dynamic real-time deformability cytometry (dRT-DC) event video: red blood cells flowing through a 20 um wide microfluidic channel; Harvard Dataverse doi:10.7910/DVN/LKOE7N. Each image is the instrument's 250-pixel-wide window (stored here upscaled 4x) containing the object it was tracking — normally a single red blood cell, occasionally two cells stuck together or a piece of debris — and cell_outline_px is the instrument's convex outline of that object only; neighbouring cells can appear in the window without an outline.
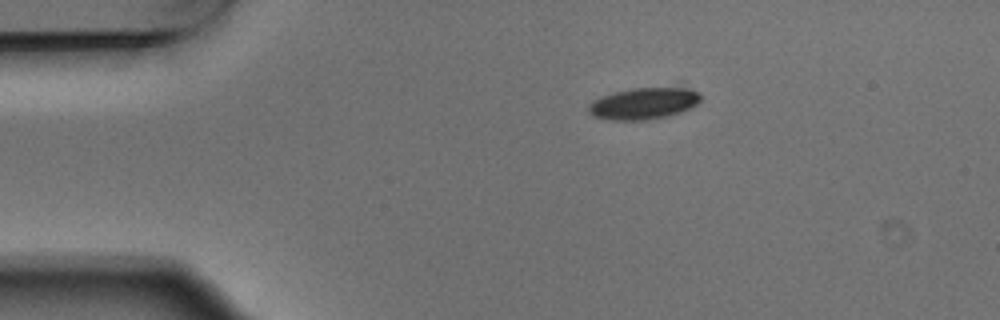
{"species": "Egyptian fruit bat (a non-hibernating species)", "species_latin": "Rousettus aegyptiacus", "temperature_condition": "warm", "stored_images_in_passage": 2, "camera_frame_rate_fps": 3000, "um_per_image_px": 0.085, "animal": {"sex": "male"}, "frame": {"image": 1, "passage_image": 1, "time_ms": 0.0, "image_size_px": [1000, 320], "cell_outline_px": [[700, 100], [696, 104], [680, 112], [668, 116], [648, 120], [616, 120], [596, 116], [588, 112], [588, 104], [592, 100], [600, 96], [632, 88], [676, 80], [700, 92]], "centroid_in_image_um": [54.86, 8.67], "position_along_channel_um": 30.1, "area_um2": 22.25}}